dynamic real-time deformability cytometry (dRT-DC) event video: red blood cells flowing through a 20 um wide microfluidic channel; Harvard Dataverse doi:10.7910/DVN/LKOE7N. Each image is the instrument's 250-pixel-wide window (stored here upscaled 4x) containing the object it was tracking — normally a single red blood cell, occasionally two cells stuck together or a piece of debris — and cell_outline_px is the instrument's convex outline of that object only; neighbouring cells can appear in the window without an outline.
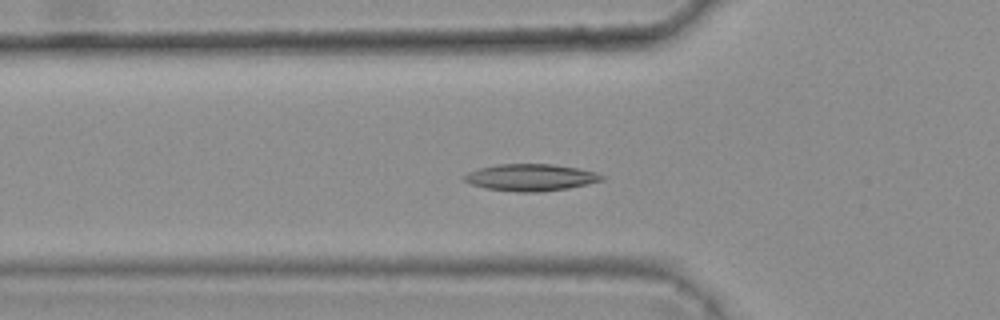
{"species": "common noctule bat (a hibernating species)", "species_latin": "Nyctalus noctula", "temperature_condition": "warm", "stored_images_in_passage": 44, "camera_frame_rate_fps": 3000, "um_per_image_px": 0.085, "animal": {"sex": "female", "body_mass_g": 25.1}, "frame": {"image": 1, "passage_image": 17, "time_ms": 5.333, "image_size_px": [1000, 320], "cell_outline_px": [[608, 176], [604, 180], [588, 184], [568, 188], [540, 192], [516, 192], [484, 188], [472, 184], [464, 180], [460, 176], [468, 172], [480, 168], [496, 164], [552, 164], [576, 168], [596, 172]], "centroid_in_image_um": [45.12, 15.08], "position_along_channel_um": 80.7, "area_um2": 21.73}}
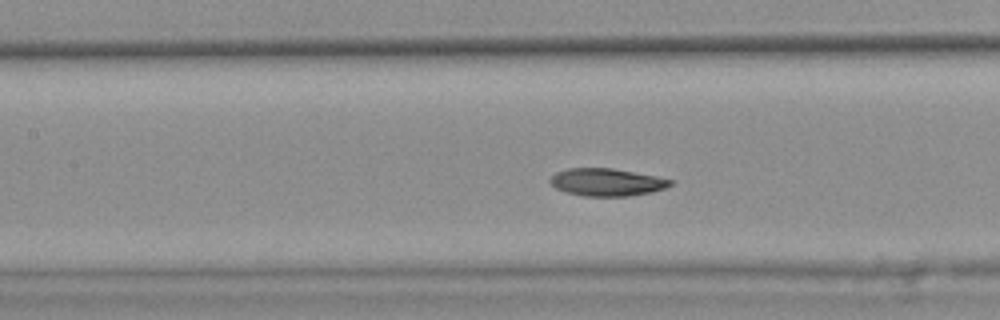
{"frame": {"image": 2, "passage_image": 23, "time_ms": 7.333, "image_size_px": [1000, 320], "cell_outline_px": [[676, 180], [672, 184], [664, 188], [652, 192], [628, 196], [584, 196], [564, 192], [556, 188], [548, 180], [556, 172], [568, 168], [612, 168], [656, 176]], "centroid_in_image_um": [51.58, 15.48], "position_along_channel_um": 155.8, "area_um2": 19.36}}
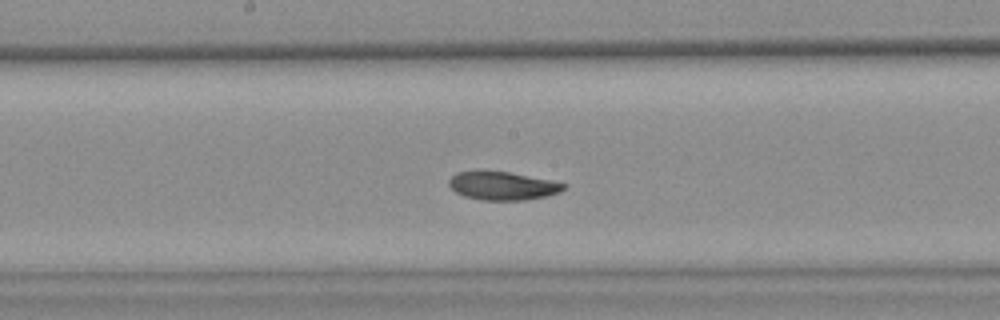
{"frame": {"image": 3, "passage_image": 27, "time_ms": 8.667, "image_size_px": [1000, 320], "cell_outline_px": [[568, 184], [560, 192], [548, 196], [524, 200], [480, 200], [464, 196], [456, 192], [448, 184], [448, 180], [456, 172], [476, 168], [508, 172]], "centroid_in_image_um": [42.65, 15.76], "position_along_channel_um": 205.6, "area_um2": 19.36}, "authors_computed_cell_mechanics": {"area_um2": 20.1144, "velocity_mm_per_s": 3.7434, "shape_relaxation_time_tau1_ms": 5.7048, "shape_relaxation_time_tau2_ms": 2.7635, "deformation_change_tau1": 0.1306, "deformation_change_tau2": 0.064}}